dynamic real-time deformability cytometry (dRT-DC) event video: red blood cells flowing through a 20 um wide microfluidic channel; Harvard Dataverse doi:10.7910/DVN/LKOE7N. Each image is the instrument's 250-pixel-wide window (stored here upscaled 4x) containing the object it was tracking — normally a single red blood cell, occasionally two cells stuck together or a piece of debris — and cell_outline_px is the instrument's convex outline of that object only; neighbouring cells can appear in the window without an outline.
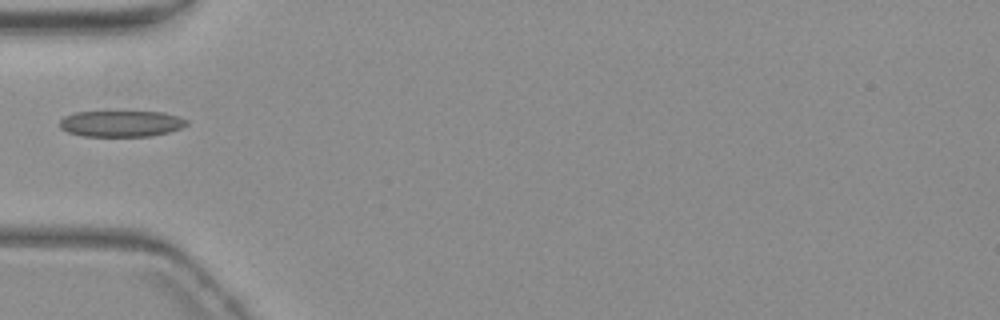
{"species": "common noctule bat (a hibernating species)", "species_latin": "Nyctalus noctula", "temperature_condition": "warm", "stored_images_in_passage": 36, "camera_frame_rate_fps": 3000, "um_per_image_px": 0.085, "animal": {"sex": "female", "body_mass_g": 19.3, "forearm_length_mm": 54.1}, "frame": {"image": 1, "passage_image": 1, "time_ms": 0.0, "image_size_px": [1000, 320], "cell_outline_px": [[188, 124], [180, 128], [168, 132], [152, 136], [84, 136], [68, 132], [60, 128], [60, 120], [64, 116], [76, 112], [164, 112], [188, 120]], "centroid_in_image_um": [10.29, 10.51], "position_along_channel_um": 74.7, "area_um2": 19.25}}
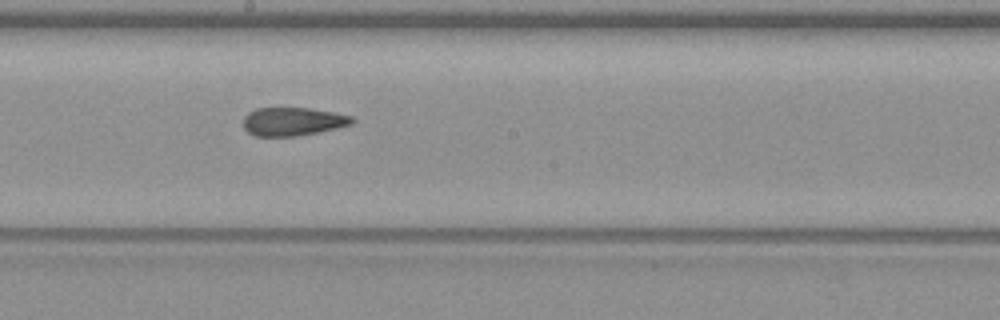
{"frame": {"image": 2, "passage_image": 13, "time_ms": 4.0, "image_size_px": [1000, 320], "cell_outline_px": [[356, 120], [352, 124], [336, 128], [296, 136], [252, 136], [244, 128], [244, 116], [248, 112], [256, 108], [308, 108], [332, 112], [352, 116]], "centroid_in_image_um": [24.87, 10.33], "position_along_channel_um": 223.3, "area_um2": 17.92}}
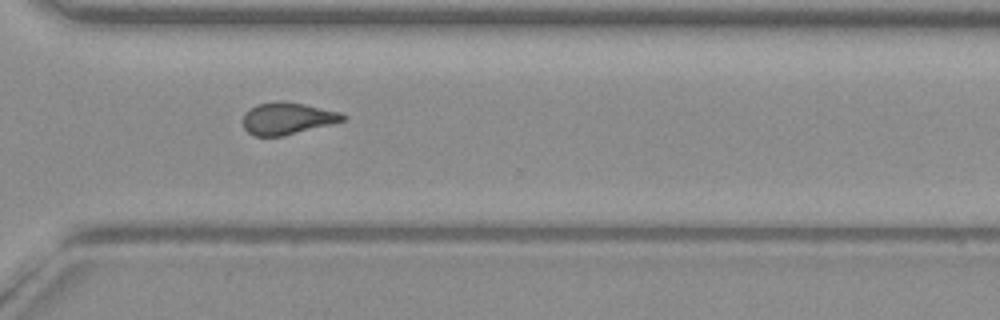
{"frame": {"image": 3, "passage_image": 23, "time_ms": 7.333, "image_size_px": [1000, 320], "cell_outline_px": [[348, 116], [344, 120], [332, 124], [284, 136], [252, 136], [244, 128], [244, 112], [256, 104], [304, 104], [340, 112]], "centroid_in_image_um": [24.44, 10.12], "position_along_channel_um": 346.2, "area_um2": 18.03}}